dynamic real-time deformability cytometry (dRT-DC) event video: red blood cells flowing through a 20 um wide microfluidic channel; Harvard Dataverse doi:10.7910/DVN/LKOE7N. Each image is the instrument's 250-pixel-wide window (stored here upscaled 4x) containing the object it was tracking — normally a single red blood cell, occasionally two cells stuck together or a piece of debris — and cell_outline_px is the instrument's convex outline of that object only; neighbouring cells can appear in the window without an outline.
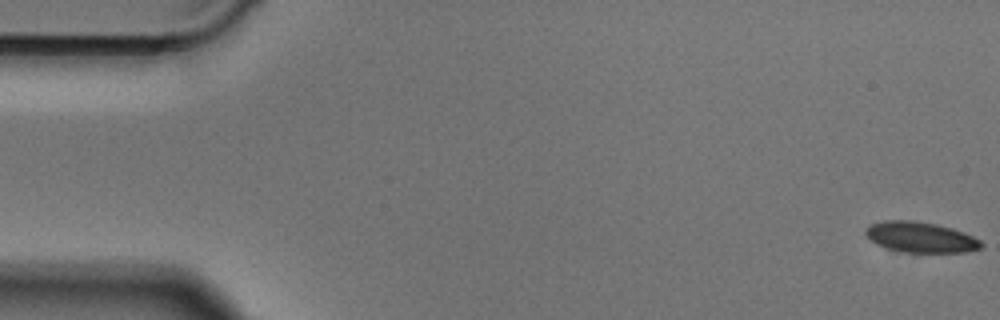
{"species": "Egyptian fruit bat (a non-hibernating species)", "species_latin": "Rousettus aegyptiacus", "temperature_condition": "cold", "stored_images_in_passage": 51, "segment_of_instrument_passage": [1, 2], "camera_frame_rate_fps": 3000, "um_per_image_px": 0.085, "animal": {"sex": "male"}, "frame": {"image": 1, "passage_image": 1, "time_ms": 0.0, "image_size_px": [1000, 320], "cell_outline_px": [[984, 244], [980, 248], [964, 252], [900, 252], [876, 244], [864, 232], [872, 224], [884, 220], [912, 220], [936, 224], [952, 228], [964, 232], [980, 240]], "centroid_in_image_um": [78.27, 20.16], "position_along_channel_um": 6.7, "area_um2": 20.4}}
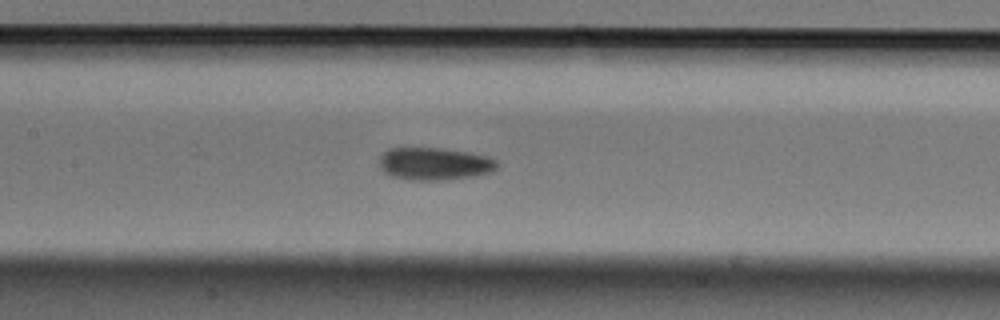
{"frame": {"image": 2, "passage_image": 23, "time_ms": 7.333, "image_size_px": [1000, 320], "cell_outline_px": [[500, 164], [492, 172], [472, 176], [436, 180], [412, 180], [392, 176], [384, 172], [380, 168], [380, 156], [388, 148], [444, 148], [468, 152], [488, 156], [500, 160]], "centroid_in_image_um": [36.97, 13.91], "position_along_channel_um": 170.4, "area_um2": 22.43}}
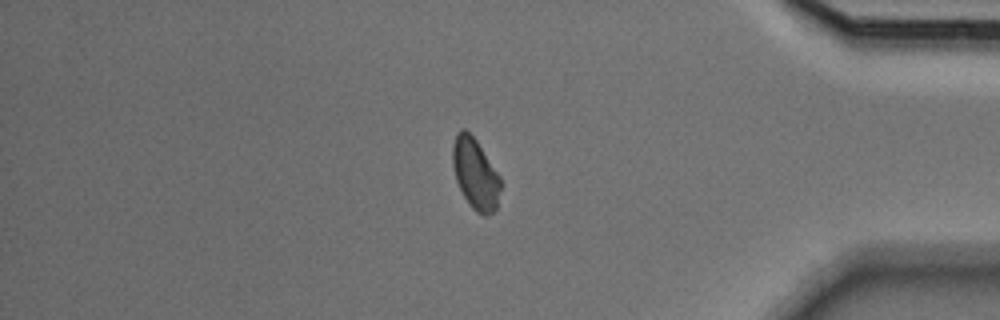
{"frame": {"image": 3, "passage_image": 42, "time_ms": 13.667, "image_size_px": [1000, 320], "cell_outline_px": [[500, 188], [496, 208], [492, 212], [484, 216], [476, 212], [468, 204], [456, 180], [452, 164], [452, 144], [456, 132], [460, 128], [464, 128], [476, 140], [500, 176]], "centroid_in_image_um": [40.37, 14.75], "position_along_channel_um": 394.8, "area_um2": 19.71}}